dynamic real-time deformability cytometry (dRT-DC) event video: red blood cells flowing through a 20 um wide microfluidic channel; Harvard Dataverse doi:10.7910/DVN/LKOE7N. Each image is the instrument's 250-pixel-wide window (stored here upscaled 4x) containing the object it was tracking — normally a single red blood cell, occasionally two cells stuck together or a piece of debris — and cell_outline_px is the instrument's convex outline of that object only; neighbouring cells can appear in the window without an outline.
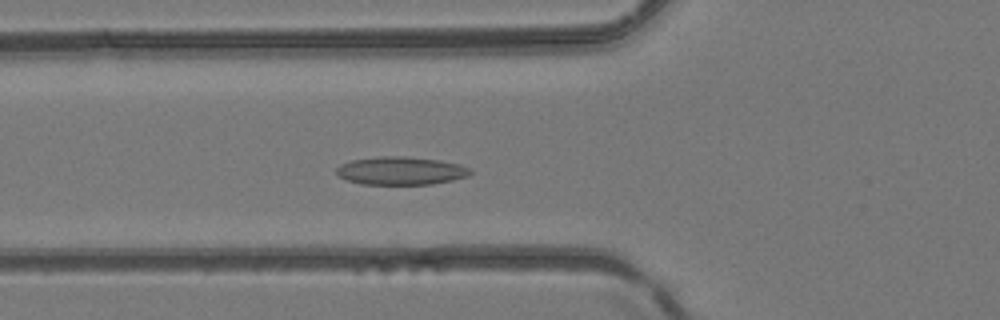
{"species": "common noctule bat (a hibernating species)", "species_latin": "Nyctalus noctula", "temperature_condition": "room temperature", "stored_images_in_passage": 46, "camera_frame_rate_fps": 3000, "um_per_image_px": 0.085, "animal": {"sex": "female", "body_mass_g": 24.6, "forearm_length_mm": 56.2}, "frame": {"image": 1, "passage_image": 16, "time_ms": 5.0, "image_size_px": [1000, 320], "cell_outline_px": [[472, 172], [468, 176], [452, 180], [432, 184], [360, 184], [348, 180], [340, 176], [336, 172], [336, 168], [340, 164], [352, 160], [380, 156], [404, 156], [440, 160], [460, 164], [468, 168]], "centroid_in_image_um": [34.07, 14.51], "position_along_channel_um": 91.7, "area_um2": 21.85}}
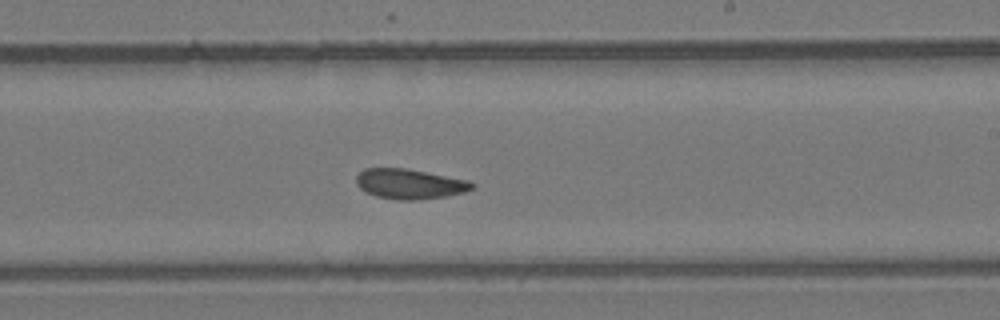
{"frame": {"image": 2, "passage_image": 27, "time_ms": 8.667, "image_size_px": [1000, 320], "cell_outline_px": [[476, 188], [464, 192], [444, 196], [420, 200], [396, 200], [376, 196], [360, 188], [356, 184], [356, 176], [364, 168], [404, 168], [468, 180], [476, 184]], "centroid_in_image_um": [34.83, 15.64], "position_along_channel_um": 254.2, "area_um2": 20.23}}
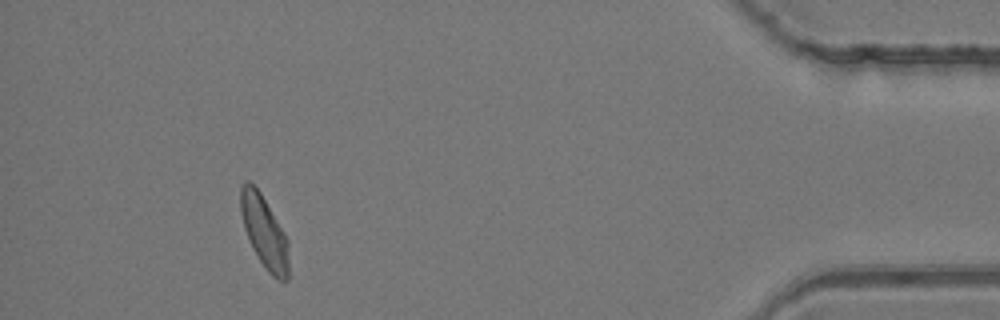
{"frame": {"image": 3, "passage_image": 42, "time_ms": 13.667, "image_size_px": [1000, 320], "cell_outline_px": [[288, 280], [280, 280], [272, 276], [268, 272], [252, 248], [244, 228], [240, 212], [240, 188], [244, 180], [248, 180], [260, 192], [284, 232], [288, 240]], "centroid_in_image_um": [22.45, 19.7], "position_along_channel_um": 412.8, "area_um2": 20.11}}